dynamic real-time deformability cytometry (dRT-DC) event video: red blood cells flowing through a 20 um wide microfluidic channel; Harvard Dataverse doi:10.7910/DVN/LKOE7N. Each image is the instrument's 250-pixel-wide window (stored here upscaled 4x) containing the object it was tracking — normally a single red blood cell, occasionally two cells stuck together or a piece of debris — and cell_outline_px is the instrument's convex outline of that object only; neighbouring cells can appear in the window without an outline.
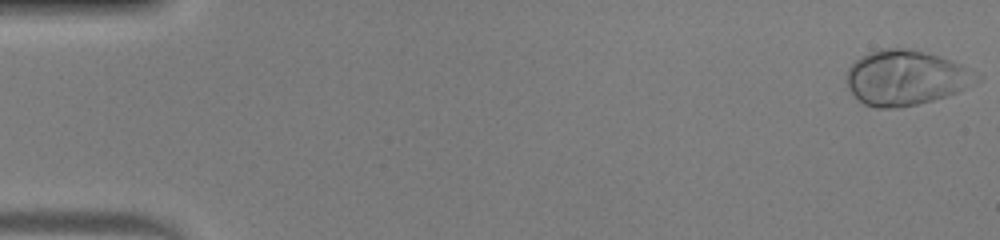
{"species": "human", "species_latin": "Homo sapiens", "temperature_condition": "warm", "stored_images_in_passage": 48, "camera_frame_rate_fps": 3000, "um_per_image_px": 0.085, "donor": {"sex": "male"}, "frame": {"image": 1, "passage_image": 1, "time_ms": 0.0, "image_size_px": [1000, 240], "cell_outline_px": [[964, 88], [956, 92], [932, 100], [916, 104], [896, 108], [876, 108], [864, 104], [848, 88], [848, 68], [860, 56], [868, 52], [880, 48], [908, 48], [936, 56], [960, 64], [964, 68]], "centroid_in_image_um": [76.74, 6.61], "position_along_channel_um": 8.3, "area_um2": 39.48}}
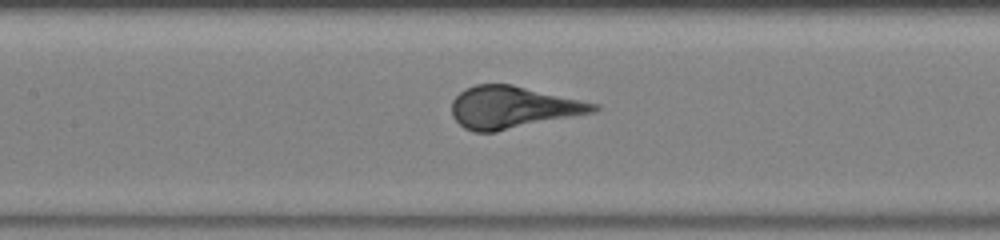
{"frame": {"image": 2, "passage_image": 23, "time_ms": 7.333, "image_size_px": [1000, 240], "cell_outline_px": [[600, 108], [596, 112], [496, 132], [476, 132], [464, 128], [452, 116], [452, 100], [464, 88], [476, 84], [512, 84], [600, 104]], "centroid_in_image_um": [43.61, 9.12], "position_along_channel_um": 163.8, "area_um2": 35.03}}
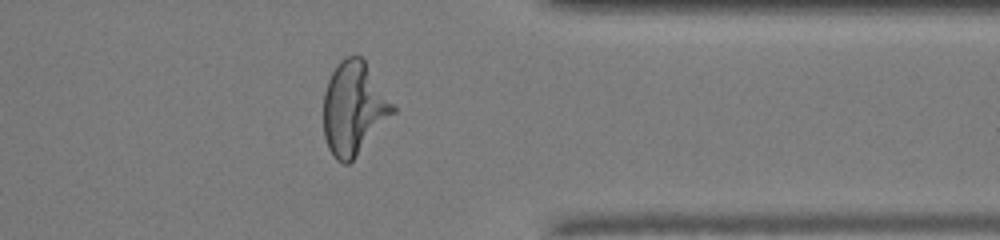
{"frame": {"image": 3, "passage_image": 39, "time_ms": 12.667, "image_size_px": [1000, 240], "cell_outline_px": [[396, 112], [356, 156], [348, 164], [344, 164], [336, 160], [328, 148], [324, 136], [324, 92], [328, 80], [336, 64], [340, 60], [348, 56], [360, 56], [364, 60], [396, 108]], "centroid_in_image_um": [30.06, 9.22], "position_along_channel_um": 381.3, "area_um2": 37.34}}